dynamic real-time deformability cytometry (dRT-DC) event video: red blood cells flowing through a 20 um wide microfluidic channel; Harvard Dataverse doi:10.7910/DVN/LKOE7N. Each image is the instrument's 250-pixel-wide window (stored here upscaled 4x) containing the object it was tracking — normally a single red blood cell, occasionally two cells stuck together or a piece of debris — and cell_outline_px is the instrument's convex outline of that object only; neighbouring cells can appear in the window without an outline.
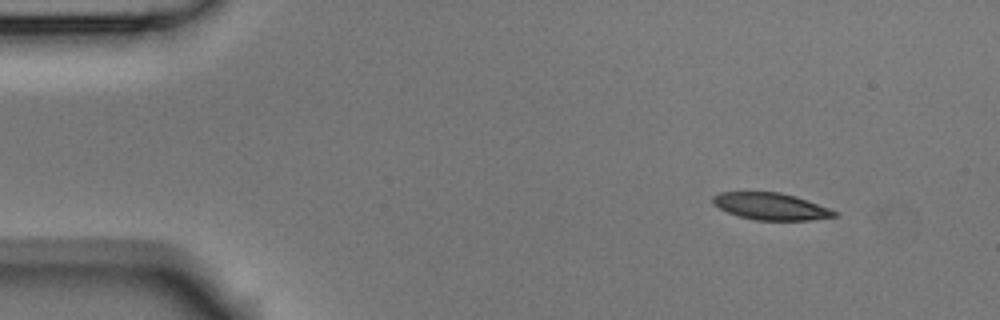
{"species": "Egyptian fruit bat (a non-hibernating species)", "species_latin": "Rousettus aegyptiacus", "temperature_condition": "room temperature", "stored_images_in_passage": 3, "camera_frame_rate_fps": 3000, "um_per_image_px": 0.085, "animal": {"sex": "male"}, "frame": {"image": 1, "passage_image": 1, "time_ms": 0.0, "image_size_px": [1000, 320], "cell_outline_px": [[836, 216], [808, 220], [756, 220], [740, 216], [728, 212], [720, 208], [712, 200], [712, 196], [720, 192], [780, 192], [796, 196], [828, 208], [836, 212]], "centroid_in_image_um": [65.5, 17.53], "position_along_channel_um": 19.5, "area_um2": 18.73}}
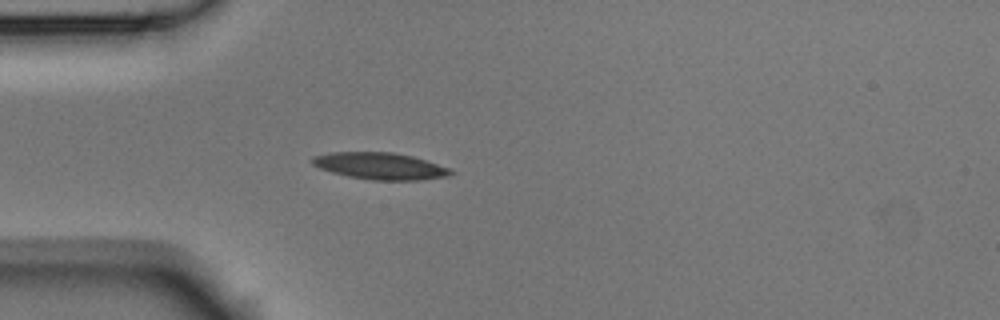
{"frame": {"image": 2, "passage_image": 3, "time_ms": 0.667, "image_size_px": [1000, 320], "cell_outline_px": [[456, 172], [448, 176], [416, 180], [372, 180], [348, 176], [332, 172], [320, 168], [312, 164], [312, 156], [332, 152], [392, 152], [412, 156], [448, 168]], "centroid_in_image_um": [32.29, 14.11], "position_along_channel_um": 52.7, "area_um2": 21.39}}